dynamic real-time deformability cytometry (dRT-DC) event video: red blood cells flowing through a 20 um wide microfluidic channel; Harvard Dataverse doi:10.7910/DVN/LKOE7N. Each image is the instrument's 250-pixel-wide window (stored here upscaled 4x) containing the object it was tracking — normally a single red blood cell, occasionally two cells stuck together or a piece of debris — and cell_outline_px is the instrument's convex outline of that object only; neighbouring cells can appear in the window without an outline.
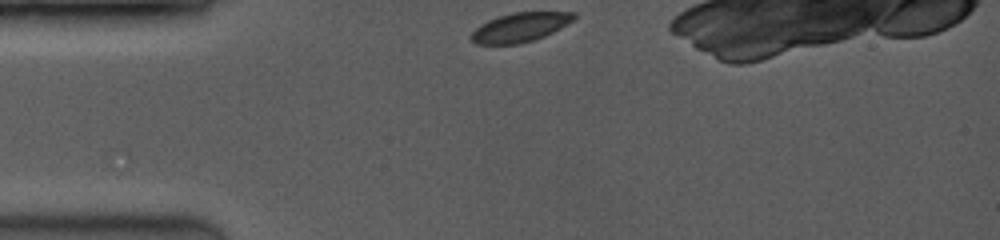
{"species": "common noctule bat (a hibernating species)", "species_latin": "Nyctalus noctula", "temperature_condition": "room temperature", "stored_images_in_passage": 3, "camera_frame_rate_fps": 3500, "um_per_image_px": 0.085, "animal": {"sex": "female", "body_mass_g": 19.0, "forearm_length_mm": 53.3}, "frame": {"image": 1, "passage_image": 1, "time_ms": 0.0, "image_size_px": [1000, 240], "cell_outline_px": [[576, 16], [572, 20], [560, 28], [544, 36], [532, 40], [516, 44], [476, 44], [472, 40], [472, 32], [480, 24], [488, 20], [512, 12], [576, 12]], "centroid_in_image_um": [44.2, 2.31], "position_along_channel_um": 40.8, "area_um2": 17.17}}